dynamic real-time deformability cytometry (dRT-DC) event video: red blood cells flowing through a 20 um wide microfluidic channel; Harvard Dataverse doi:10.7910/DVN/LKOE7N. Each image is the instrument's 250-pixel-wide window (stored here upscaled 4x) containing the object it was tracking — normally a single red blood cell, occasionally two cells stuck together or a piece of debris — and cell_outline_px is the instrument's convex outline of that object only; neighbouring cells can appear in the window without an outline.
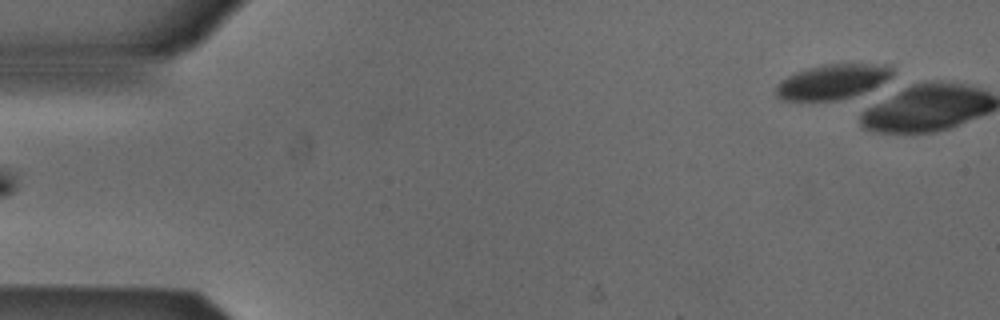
{"species": "Egyptian fruit bat (a non-hibernating species)", "species_latin": "Rousettus aegyptiacus", "temperature_condition": "cold", "stored_images_in_passage": 5, "segment_of_instrument_passage": [2, 2], "camera_frame_rate_fps": 3000, "um_per_image_px": 0.085, "animal": {"sex": "male"}, "frame": {"image": 1, "passage_image": 5, "time_ms": 1.333, "image_size_px": [1000, 320], "cell_outline_px": [[892, 80], [852, 96], [836, 100], [780, 100], [776, 96], [776, 84], [780, 80], [796, 72], [808, 68], [824, 64], [888, 64], [892, 68]], "centroid_in_image_um": [70.77, 6.93], "position_along_channel_um": 14.2, "area_um2": 23.7}}